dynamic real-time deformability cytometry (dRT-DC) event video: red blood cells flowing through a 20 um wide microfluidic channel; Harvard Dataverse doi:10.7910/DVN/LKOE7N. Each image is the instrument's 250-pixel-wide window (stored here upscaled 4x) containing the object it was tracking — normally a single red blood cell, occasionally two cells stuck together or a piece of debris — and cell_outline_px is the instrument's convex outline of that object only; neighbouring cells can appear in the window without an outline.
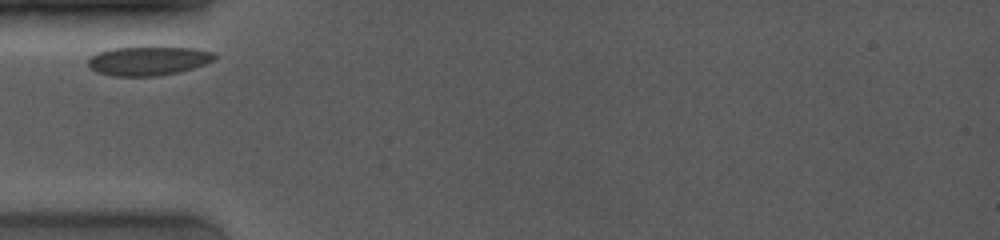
{"species": "common noctule bat (a hibernating species)", "species_latin": "Nyctalus noctula", "temperature_condition": "room temperature", "stored_images_in_passage": 19, "camera_frame_rate_fps": 4000, "um_per_image_px": 0.085, "animal": {"sex": "female", "body_mass_g": 19.0, "forearm_length_mm": 53.3}, "frame": {"image": 1, "passage_image": 1, "time_ms": 0.0, "image_size_px": [1000, 240], "cell_outline_px": [[216, 56], [212, 60], [204, 64], [180, 72], [156, 76], [112, 76], [96, 72], [88, 64], [88, 60], [96, 52], [112, 48], [196, 48], [212, 52]], "centroid_in_image_um": [12.57, 5.18], "position_along_channel_um": 72.4, "area_um2": 21.04}}
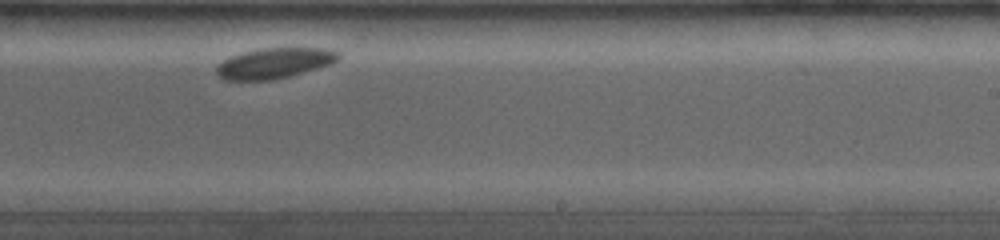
{"frame": {"image": 2, "passage_image": 11, "time_ms": 5.5, "image_size_px": [1000, 240], "cell_outline_px": [[340, 56], [332, 64], [288, 76], [272, 80], [224, 80], [216, 76], [216, 64], [232, 56], [244, 52], [264, 48], [324, 48], [336, 52]], "centroid_in_image_um": [23.27, 5.38], "position_along_channel_um": 265.7, "area_um2": 21.44}}
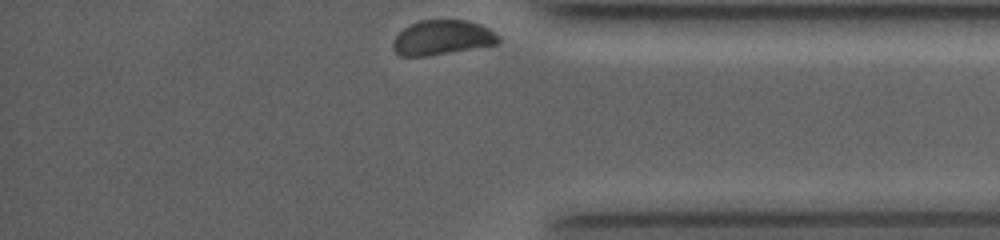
{"frame": {"image": 3, "passage_image": 19, "time_ms": 9.25, "image_size_px": [1000, 240], "cell_outline_px": [[500, 40], [496, 44], [428, 56], [400, 56], [392, 48], [392, 40], [404, 28], [420, 20], [468, 20], [480, 24], [488, 28], [500, 36]], "centroid_in_image_um": [37.58, 3.19], "position_along_channel_um": 397.6, "area_um2": 21.27}}